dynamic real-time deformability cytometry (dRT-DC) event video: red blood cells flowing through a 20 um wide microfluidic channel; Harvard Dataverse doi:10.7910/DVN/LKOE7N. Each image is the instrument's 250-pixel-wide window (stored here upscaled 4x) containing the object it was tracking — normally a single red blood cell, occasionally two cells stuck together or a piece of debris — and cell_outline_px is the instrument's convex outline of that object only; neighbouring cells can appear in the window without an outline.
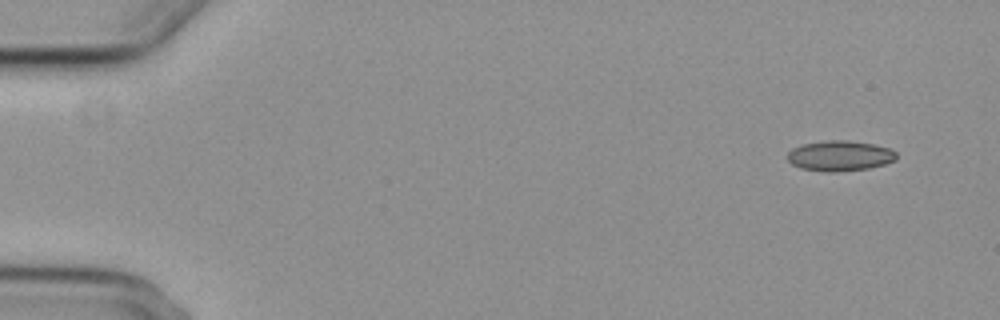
{"species": "common noctule bat (a hibernating species)", "species_latin": "Nyctalus noctula", "temperature_condition": "cold", "stored_images_in_passage": 6, "camera_frame_rate_fps": 3000, "um_per_image_px": 0.085, "animal": {"sex": "female", "body_mass_g": 29.2, "forearm_length_mm": 56.3}, "frame": {"image": 1, "passage_image": 1, "time_ms": 0.0, "image_size_px": [1000, 320], "cell_outline_px": [[896, 160], [884, 164], [868, 168], [836, 172], [824, 172], [800, 168], [792, 164], [788, 160], [788, 152], [792, 148], [804, 144], [832, 140], [848, 140], [872, 144], [888, 148], [896, 152]], "centroid_in_image_um": [71.37, 13.25], "position_along_channel_um": 13.6, "area_um2": 19.13}}
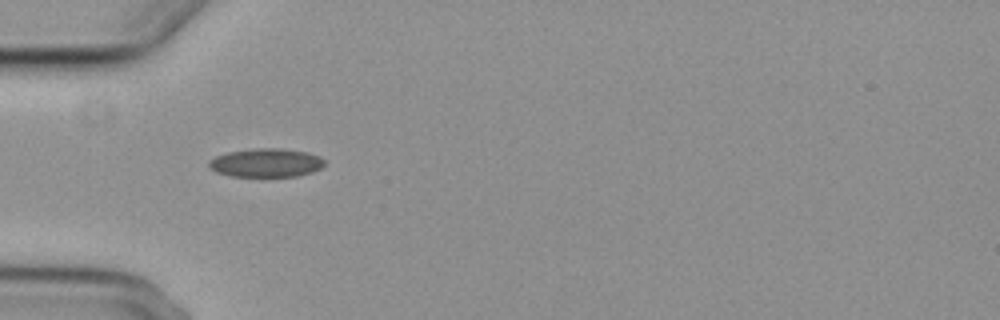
{"frame": {"image": 2, "passage_image": 5, "time_ms": 4.667, "image_size_px": [1000, 320], "cell_outline_px": [[324, 164], [320, 168], [312, 172], [296, 176], [232, 176], [216, 172], [208, 168], [208, 160], [216, 156], [228, 152], [252, 148], [280, 148], [308, 152], [320, 156], [324, 160]], "centroid_in_image_um": [22.59, 13.83], "position_along_channel_um": 62.4, "area_um2": 19.36}}
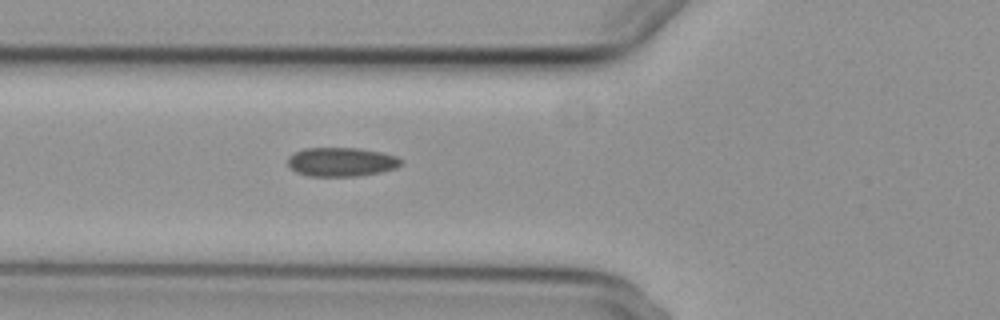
{"frame": {"image": 3, "passage_image": 6, "time_ms": 5.667, "image_size_px": [1000, 320], "cell_outline_px": [[400, 164], [396, 168], [380, 172], [360, 176], [308, 176], [296, 172], [288, 164], [288, 156], [304, 148], [360, 148], [380, 152], [396, 156], [400, 160]], "centroid_in_image_um": [28.99, 13.76], "position_along_channel_um": 96.8, "area_um2": 19.02}}